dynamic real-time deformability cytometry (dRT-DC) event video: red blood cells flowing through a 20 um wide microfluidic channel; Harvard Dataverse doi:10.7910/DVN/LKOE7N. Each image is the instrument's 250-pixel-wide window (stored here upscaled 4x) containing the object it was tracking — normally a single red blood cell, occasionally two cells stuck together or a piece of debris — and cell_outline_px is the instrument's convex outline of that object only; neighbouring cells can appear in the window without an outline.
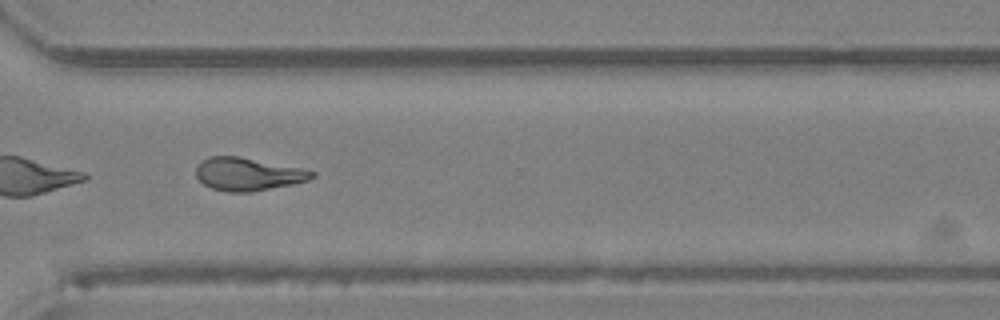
{"species": "Egyptian fruit bat (a non-hibernating species)", "species_latin": "Rousettus aegyptiacus", "temperature_condition": "room temperature", "stored_images_in_passage": 28, "camera_frame_rate_fps": 3000, "um_per_image_px": 0.085, "animal": {"sex": "female"}, "frame": {"image": 1, "passage_image": 20, "time_ms": 6.333, "image_size_px": [1000, 320], "cell_outline_px": [[316, 176], [308, 180], [292, 184], [252, 192], [228, 192], [212, 188], [204, 184], [196, 176], [196, 164], [200, 160], [208, 156], [236, 156], [304, 168], [316, 172]], "centroid_in_image_um": [21.07, 14.79], "position_along_channel_um": 349.5, "area_um2": 22.37}}